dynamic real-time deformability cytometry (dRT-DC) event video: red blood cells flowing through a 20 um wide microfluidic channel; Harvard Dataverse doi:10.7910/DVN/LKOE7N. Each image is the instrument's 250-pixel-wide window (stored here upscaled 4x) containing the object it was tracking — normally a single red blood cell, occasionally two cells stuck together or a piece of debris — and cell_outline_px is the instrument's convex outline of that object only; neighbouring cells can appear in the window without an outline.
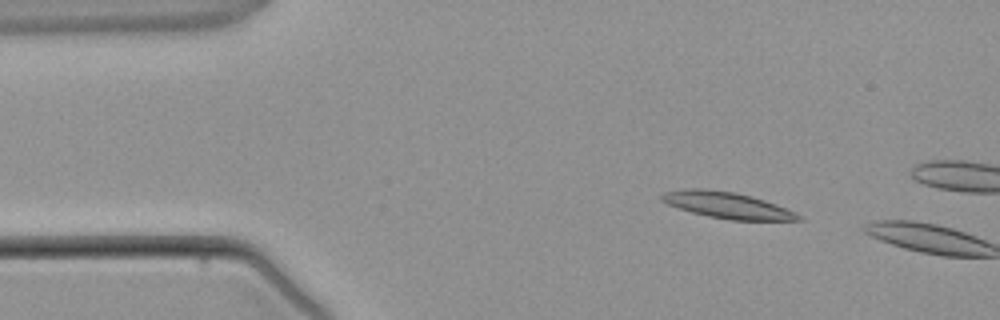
{"species": "common noctule bat (a hibernating species)", "species_latin": "Nyctalus noctula", "temperature_condition": "warm", "stored_images_in_passage": 2, "camera_frame_rate_fps": 3000, "um_per_image_px": 0.085, "animal": {"sex": "male", "body_mass_g": 21.5, "forearm_length_mm": 52.0}, "frame": {"image": 1, "passage_image": 1, "time_ms": 0.0, "image_size_px": [1000, 320], "cell_outline_px": [[804, 220], [732, 220], [708, 216], [692, 212], [668, 204], [660, 200], [660, 196], [664, 192], [684, 188], [704, 188], [736, 192], [764, 200], [776, 204], [800, 216]], "centroid_in_image_um": [61.75, 17.42], "position_along_channel_um": 23.3, "area_um2": 20.69}}